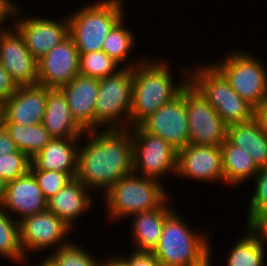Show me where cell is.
Returning <instances> with one entry per match:
<instances>
[{"instance_id": "6da1fadb", "label": "cell", "mask_w": 267, "mask_h": 266, "mask_svg": "<svg viewBox=\"0 0 267 266\" xmlns=\"http://www.w3.org/2000/svg\"><path fill=\"white\" fill-rule=\"evenodd\" d=\"M89 140L79 146L76 179L89 190L104 194L133 172V139L130 128L87 130ZM91 139V140H90Z\"/></svg>"}, {"instance_id": "7a4b0ae2", "label": "cell", "mask_w": 267, "mask_h": 266, "mask_svg": "<svg viewBox=\"0 0 267 266\" xmlns=\"http://www.w3.org/2000/svg\"><path fill=\"white\" fill-rule=\"evenodd\" d=\"M140 60L141 62L132 68L130 128L140 125L157 109L177 97L189 83L187 69L183 71L184 79L180 80L181 83L178 84L177 81L175 84L165 60Z\"/></svg>"}, {"instance_id": "3957f363", "label": "cell", "mask_w": 267, "mask_h": 266, "mask_svg": "<svg viewBox=\"0 0 267 266\" xmlns=\"http://www.w3.org/2000/svg\"><path fill=\"white\" fill-rule=\"evenodd\" d=\"M173 211L164 222L161 238L152 251L161 266H205L212 248L205 232H195ZM211 249V250H210Z\"/></svg>"}, {"instance_id": "277c9868", "label": "cell", "mask_w": 267, "mask_h": 266, "mask_svg": "<svg viewBox=\"0 0 267 266\" xmlns=\"http://www.w3.org/2000/svg\"><path fill=\"white\" fill-rule=\"evenodd\" d=\"M124 0H98L86 3L69 14V35L79 53L101 51L112 28L125 16Z\"/></svg>"}, {"instance_id": "5b68a950", "label": "cell", "mask_w": 267, "mask_h": 266, "mask_svg": "<svg viewBox=\"0 0 267 266\" xmlns=\"http://www.w3.org/2000/svg\"><path fill=\"white\" fill-rule=\"evenodd\" d=\"M196 66L189 70V83L215 108L227 126L248 122L255 117L256 109L231 88L213 64Z\"/></svg>"}, {"instance_id": "8992f818", "label": "cell", "mask_w": 267, "mask_h": 266, "mask_svg": "<svg viewBox=\"0 0 267 266\" xmlns=\"http://www.w3.org/2000/svg\"><path fill=\"white\" fill-rule=\"evenodd\" d=\"M160 181L140 176L134 172L119 179L106 193L105 205L109 218L119 220L135 213L158 208L167 197Z\"/></svg>"}, {"instance_id": "52a82bcc", "label": "cell", "mask_w": 267, "mask_h": 266, "mask_svg": "<svg viewBox=\"0 0 267 266\" xmlns=\"http://www.w3.org/2000/svg\"><path fill=\"white\" fill-rule=\"evenodd\" d=\"M132 84L131 67H122L116 73L99 79L94 130L130 128Z\"/></svg>"}, {"instance_id": "ba28073f", "label": "cell", "mask_w": 267, "mask_h": 266, "mask_svg": "<svg viewBox=\"0 0 267 266\" xmlns=\"http://www.w3.org/2000/svg\"><path fill=\"white\" fill-rule=\"evenodd\" d=\"M240 97L257 109L267 99V67L254 55L234 51L212 63Z\"/></svg>"}, {"instance_id": "9c48e42d", "label": "cell", "mask_w": 267, "mask_h": 266, "mask_svg": "<svg viewBox=\"0 0 267 266\" xmlns=\"http://www.w3.org/2000/svg\"><path fill=\"white\" fill-rule=\"evenodd\" d=\"M133 139V172L157 181L177 173V151L161 137L140 125L130 128Z\"/></svg>"}, {"instance_id": "30bf717a", "label": "cell", "mask_w": 267, "mask_h": 266, "mask_svg": "<svg viewBox=\"0 0 267 266\" xmlns=\"http://www.w3.org/2000/svg\"><path fill=\"white\" fill-rule=\"evenodd\" d=\"M189 144L221 146L227 125L215 108L190 84L185 87Z\"/></svg>"}, {"instance_id": "8fae6325", "label": "cell", "mask_w": 267, "mask_h": 266, "mask_svg": "<svg viewBox=\"0 0 267 266\" xmlns=\"http://www.w3.org/2000/svg\"><path fill=\"white\" fill-rule=\"evenodd\" d=\"M72 230L49 210L21 219L19 221L20 242L26 259L30 251L33 253V251L39 252L54 247L56 251L59 247L69 244L70 242L64 239Z\"/></svg>"}, {"instance_id": "7c38bea8", "label": "cell", "mask_w": 267, "mask_h": 266, "mask_svg": "<svg viewBox=\"0 0 267 266\" xmlns=\"http://www.w3.org/2000/svg\"><path fill=\"white\" fill-rule=\"evenodd\" d=\"M19 7L17 5L14 11L13 18L16 20L11 27L14 26L20 32L27 49L37 61L69 36L68 17H64V20L62 18V21L42 16L21 18L19 13L22 10Z\"/></svg>"}, {"instance_id": "4fadbf2b", "label": "cell", "mask_w": 267, "mask_h": 266, "mask_svg": "<svg viewBox=\"0 0 267 266\" xmlns=\"http://www.w3.org/2000/svg\"><path fill=\"white\" fill-rule=\"evenodd\" d=\"M140 126L146 132L161 137L177 152L189 144L185 88L177 97L152 113Z\"/></svg>"}, {"instance_id": "5bb4252c", "label": "cell", "mask_w": 267, "mask_h": 266, "mask_svg": "<svg viewBox=\"0 0 267 266\" xmlns=\"http://www.w3.org/2000/svg\"><path fill=\"white\" fill-rule=\"evenodd\" d=\"M0 64L17 86L38 84L37 60L15 27L0 30Z\"/></svg>"}, {"instance_id": "9a60e30c", "label": "cell", "mask_w": 267, "mask_h": 266, "mask_svg": "<svg viewBox=\"0 0 267 266\" xmlns=\"http://www.w3.org/2000/svg\"><path fill=\"white\" fill-rule=\"evenodd\" d=\"M79 55L69 35L37 61L38 84L58 89L68 84L79 75Z\"/></svg>"}, {"instance_id": "2e32d148", "label": "cell", "mask_w": 267, "mask_h": 266, "mask_svg": "<svg viewBox=\"0 0 267 266\" xmlns=\"http://www.w3.org/2000/svg\"><path fill=\"white\" fill-rule=\"evenodd\" d=\"M176 175L200 182H224L221 147L187 144L177 152Z\"/></svg>"}, {"instance_id": "e0dca14e", "label": "cell", "mask_w": 267, "mask_h": 266, "mask_svg": "<svg viewBox=\"0 0 267 266\" xmlns=\"http://www.w3.org/2000/svg\"><path fill=\"white\" fill-rule=\"evenodd\" d=\"M47 101V87L36 84L18 86L4 102L5 122L35 125L43 121Z\"/></svg>"}, {"instance_id": "ac0fdd59", "label": "cell", "mask_w": 267, "mask_h": 266, "mask_svg": "<svg viewBox=\"0 0 267 266\" xmlns=\"http://www.w3.org/2000/svg\"><path fill=\"white\" fill-rule=\"evenodd\" d=\"M8 213H14L17 221L47 210V200L34 175H25L6 183L5 196L0 205Z\"/></svg>"}, {"instance_id": "d6986e66", "label": "cell", "mask_w": 267, "mask_h": 266, "mask_svg": "<svg viewBox=\"0 0 267 266\" xmlns=\"http://www.w3.org/2000/svg\"><path fill=\"white\" fill-rule=\"evenodd\" d=\"M66 96L71 114L85 130H94L95 102L99 79L77 75L60 88Z\"/></svg>"}, {"instance_id": "ffe728a7", "label": "cell", "mask_w": 267, "mask_h": 266, "mask_svg": "<svg viewBox=\"0 0 267 266\" xmlns=\"http://www.w3.org/2000/svg\"><path fill=\"white\" fill-rule=\"evenodd\" d=\"M82 182L73 178L60 191L47 200V210L54 213L70 228H74L81 214L93 204V194ZM79 216V217H78ZM76 219V220H75Z\"/></svg>"}, {"instance_id": "44dd1931", "label": "cell", "mask_w": 267, "mask_h": 266, "mask_svg": "<svg viewBox=\"0 0 267 266\" xmlns=\"http://www.w3.org/2000/svg\"><path fill=\"white\" fill-rule=\"evenodd\" d=\"M42 124L52 138H81L85 130L73 118L61 89L47 88V101Z\"/></svg>"}, {"instance_id": "7402d4cb", "label": "cell", "mask_w": 267, "mask_h": 266, "mask_svg": "<svg viewBox=\"0 0 267 266\" xmlns=\"http://www.w3.org/2000/svg\"><path fill=\"white\" fill-rule=\"evenodd\" d=\"M81 138H52L51 141L31 159L30 170L68 172L76 177L78 147Z\"/></svg>"}, {"instance_id": "603a6c76", "label": "cell", "mask_w": 267, "mask_h": 266, "mask_svg": "<svg viewBox=\"0 0 267 266\" xmlns=\"http://www.w3.org/2000/svg\"><path fill=\"white\" fill-rule=\"evenodd\" d=\"M167 199L156 209L135 213L132 217L133 245L137 252H152L161 238L165 219L174 211ZM135 240V241H134Z\"/></svg>"}, {"instance_id": "cb8c5ba5", "label": "cell", "mask_w": 267, "mask_h": 266, "mask_svg": "<svg viewBox=\"0 0 267 266\" xmlns=\"http://www.w3.org/2000/svg\"><path fill=\"white\" fill-rule=\"evenodd\" d=\"M227 139L247 152L259 168L267 166V133L256 117L227 126Z\"/></svg>"}, {"instance_id": "d4e9b609", "label": "cell", "mask_w": 267, "mask_h": 266, "mask_svg": "<svg viewBox=\"0 0 267 266\" xmlns=\"http://www.w3.org/2000/svg\"><path fill=\"white\" fill-rule=\"evenodd\" d=\"M221 147L224 184L239 186L249 178L254 179L259 167L252 157L239 146L226 139Z\"/></svg>"}, {"instance_id": "484cf974", "label": "cell", "mask_w": 267, "mask_h": 266, "mask_svg": "<svg viewBox=\"0 0 267 266\" xmlns=\"http://www.w3.org/2000/svg\"><path fill=\"white\" fill-rule=\"evenodd\" d=\"M236 241L227 255V266H267L265 242L248 226L244 236Z\"/></svg>"}, {"instance_id": "4316f807", "label": "cell", "mask_w": 267, "mask_h": 266, "mask_svg": "<svg viewBox=\"0 0 267 266\" xmlns=\"http://www.w3.org/2000/svg\"><path fill=\"white\" fill-rule=\"evenodd\" d=\"M4 128L20 152L33 159L52 139L43 124L18 125L4 123Z\"/></svg>"}, {"instance_id": "83f0119b", "label": "cell", "mask_w": 267, "mask_h": 266, "mask_svg": "<svg viewBox=\"0 0 267 266\" xmlns=\"http://www.w3.org/2000/svg\"><path fill=\"white\" fill-rule=\"evenodd\" d=\"M0 206V256L28 264L20 242L19 221ZM15 219V220H14ZM27 263V264H26Z\"/></svg>"}, {"instance_id": "f1b7e54d", "label": "cell", "mask_w": 267, "mask_h": 266, "mask_svg": "<svg viewBox=\"0 0 267 266\" xmlns=\"http://www.w3.org/2000/svg\"><path fill=\"white\" fill-rule=\"evenodd\" d=\"M124 17L112 28L106 39L104 40L102 51L106 53L110 58L123 67L134 68L140 63V60L135 64L127 63L126 59L131 53L135 44V35L132 34V30L125 26ZM123 62V63H122ZM125 63V66L123 65Z\"/></svg>"}, {"instance_id": "f546056e", "label": "cell", "mask_w": 267, "mask_h": 266, "mask_svg": "<svg viewBox=\"0 0 267 266\" xmlns=\"http://www.w3.org/2000/svg\"><path fill=\"white\" fill-rule=\"evenodd\" d=\"M79 54V75L85 77L101 79L122 68L102 50Z\"/></svg>"}, {"instance_id": "4dcf8cb0", "label": "cell", "mask_w": 267, "mask_h": 266, "mask_svg": "<svg viewBox=\"0 0 267 266\" xmlns=\"http://www.w3.org/2000/svg\"><path fill=\"white\" fill-rule=\"evenodd\" d=\"M86 250L72 241L46 256L56 266H98L99 260Z\"/></svg>"}, {"instance_id": "1f68e13d", "label": "cell", "mask_w": 267, "mask_h": 266, "mask_svg": "<svg viewBox=\"0 0 267 266\" xmlns=\"http://www.w3.org/2000/svg\"><path fill=\"white\" fill-rule=\"evenodd\" d=\"M31 159L19 150L0 155V177L6 182L13 181L30 171Z\"/></svg>"}, {"instance_id": "d6a6232c", "label": "cell", "mask_w": 267, "mask_h": 266, "mask_svg": "<svg viewBox=\"0 0 267 266\" xmlns=\"http://www.w3.org/2000/svg\"><path fill=\"white\" fill-rule=\"evenodd\" d=\"M253 180L255 185L247 213V226L267 209V166L260 167Z\"/></svg>"}, {"instance_id": "836d02e7", "label": "cell", "mask_w": 267, "mask_h": 266, "mask_svg": "<svg viewBox=\"0 0 267 266\" xmlns=\"http://www.w3.org/2000/svg\"><path fill=\"white\" fill-rule=\"evenodd\" d=\"M46 200L60 191L73 177L68 172L30 170Z\"/></svg>"}, {"instance_id": "e575fe53", "label": "cell", "mask_w": 267, "mask_h": 266, "mask_svg": "<svg viewBox=\"0 0 267 266\" xmlns=\"http://www.w3.org/2000/svg\"><path fill=\"white\" fill-rule=\"evenodd\" d=\"M131 255H120L126 262L127 266H161L152 252H137L130 253Z\"/></svg>"}, {"instance_id": "d590c367", "label": "cell", "mask_w": 267, "mask_h": 266, "mask_svg": "<svg viewBox=\"0 0 267 266\" xmlns=\"http://www.w3.org/2000/svg\"><path fill=\"white\" fill-rule=\"evenodd\" d=\"M16 83L0 64V101L5 102L16 90Z\"/></svg>"}, {"instance_id": "8d00e7d4", "label": "cell", "mask_w": 267, "mask_h": 266, "mask_svg": "<svg viewBox=\"0 0 267 266\" xmlns=\"http://www.w3.org/2000/svg\"><path fill=\"white\" fill-rule=\"evenodd\" d=\"M248 227L266 243L267 242V209L261 212L248 225Z\"/></svg>"}, {"instance_id": "74e56055", "label": "cell", "mask_w": 267, "mask_h": 266, "mask_svg": "<svg viewBox=\"0 0 267 266\" xmlns=\"http://www.w3.org/2000/svg\"><path fill=\"white\" fill-rule=\"evenodd\" d=\"M15 3V0H0V30L6 29L3 25L7 24L5 23L7 19L13 17L12 15L14 14V11L17 7V4Z\"/></svg>"}, {"instance_id": "f35d334b", "label": "cell", "mask_w": 267, "mask_h": 266, "mask_svg": "<svg viewBox=\"0 0 267 266\" xmlns=\"http://www.w3.org/2000/svg\"><path fill=\"white\" fill-rule=\"evenodd\" d=\"M19 149L5 128L0 130V155L17 152Z\"/></svg>"}, {"instance_id": "ab89813d", "label": "cell", "mask_w": 267, "mask_h": 266, "mask_svg": "<svg viewBox=\"0 0 267 266\" xmlns=\"http://www.w3.org/2000/svg\"><path fill=\"white\" fill-rule=\"evenodd\" d=\"M255 117L260 122L262 129L267 133V99L256 109Z\"/></svg>"}, {"instance_id": "60d3db41", "label": "cell", "mask_w": 267, "mask_h": 266, "mask_svg": "<svg viewBox=\"0 0 267 266\" xmlns=\"http://www.w3.org/2000/svg\"><path fill=\"white\" fill-rule=\"evenodd\" d=\"M101 260H99L98 266H127L125 260L119 255L109 256L107 259Z\"/></svg>"}, {"instance_id": "b9f144b4", "label": "cell", "mask_w": 267, "mask_h": 266, "mask_svg": "<svg viewBox=\"0 0 267 266\" xmlns=\"http://www.w3.org/2000/svg\"><path fill=\"white\" fill-rule=\"evenodd\" d=\"M5 122V104L3 101H0V130L4 128Z\"/></svg>"}, {"instance_id": "7bdbcfd3", "label": "cell", "mask_w": 267, "mask_h": 266, "mask_svg": "<svg viewBox=\"0 0 267 266\" xmlns=\"http://www.w3.org/2000/svg\"><path fill=\"white\" fill-rule=\"evenodd\" d=\"M6 190V182L0 177V205L3 202Z\"/></svg>"}, {"instance_id": "ee69618b", "label": "cell", "mask_w": 267, "mask_h": 266, "mask_svg": "<svg viewBox=\"0 0 267 266\" xmlns=\"http://www.w3.org/2000/svg\"><path fill=\"white\" fill-rule=\"evenodd\" d=\"M35 266H56L47 256Z\"/></svg>"}]
</instances>
